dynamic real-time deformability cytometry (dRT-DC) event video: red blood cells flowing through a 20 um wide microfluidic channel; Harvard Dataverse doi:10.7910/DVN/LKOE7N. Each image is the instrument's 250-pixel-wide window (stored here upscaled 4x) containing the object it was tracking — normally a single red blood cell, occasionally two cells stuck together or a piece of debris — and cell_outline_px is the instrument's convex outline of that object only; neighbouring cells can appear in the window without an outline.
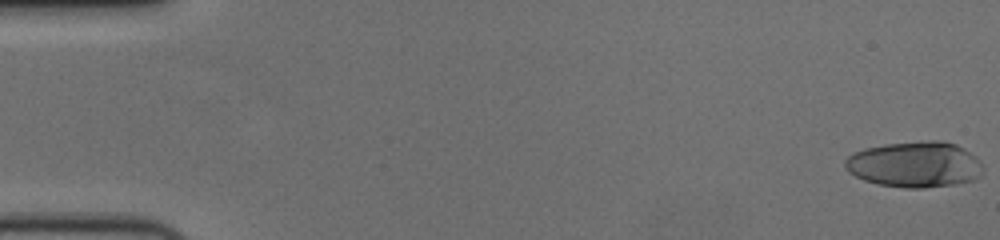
{"species": "human", "species_latin": "Homo sapiens", "temperature_condition": "cold", "stored_images_in_passage": 57, "camera_frame_rate_fps": 3000, "um_per_image_px": 0.085, "donor": {"sex": "female"}, "frame": {"image": 1, "passage_image": 1, "time_ms": 0.0, "image_size_px": [1000, 240], "cell_outline_px": [[984, 168], [980, 176], [972, 180], [956, 184], [924, 188], [904, 188], [880, 184], [864, 180], [848, 172], [844, 168], [844, 160], [852, 152], [864, 148], [884, 144], [928, 140], [940, 140], [956, 144], [964, 148], [976, 156]], "centroid_in_image_um": [77.75, 13.97], "position_along_channel_um": 7.2, "area_um2": 37.22}}
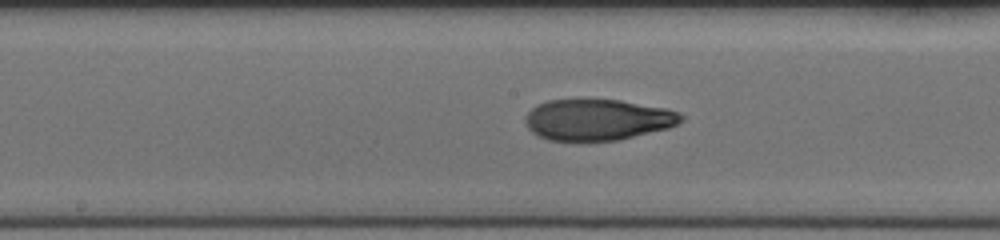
{"frame": {"image": 2, "passage_image": 30, "time_ms": 9.667, "image_size_px": [1000, 240], "cell_outline_px": [[684, 120], [668, 128], [620, 140], [548, 140], [532, 132], [528, 128], [524, 120], [524, 116], [536, 104], [548, 100], [620, 100], [668, 108], [680, 112], [684, 116]], "centroid_in_image_um": [50.82, 10.17], "position_along_channel_um": 197.4, "area_um2": 37.4}}
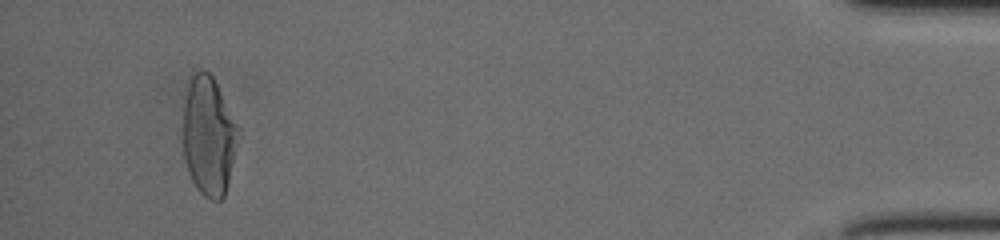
{"frame": {"image": 3, "passage_image": 54, "time_ms": 17.667, "image_size_px": [1000, 240], "cell_outline_px": [[240, 132], [228, 184], [224, 196], [220, 200], [208, 200], [196, 188], [188, 172], [184, 160], [184, 96], [188, 84], [192, 76], [196, 72], [208, 72], [212, 76], [240, 128]], "centroid_in_image_um": [17.75, 11.6], "position_along_channel_um": 417.5, "area_um2": 38.21}, "authors_computed_cell_mechanics": {"area_um2": 37.8012, "velocity_mm_per_s": 3.6677, "shape_relaxation_time_tau1_ms": 6.5692, "shape_relaxation_time_tau2_ms": 2.6551, "deformation_change_tau1": 0.2627, "deformation_change_tau2": 0.0619}}